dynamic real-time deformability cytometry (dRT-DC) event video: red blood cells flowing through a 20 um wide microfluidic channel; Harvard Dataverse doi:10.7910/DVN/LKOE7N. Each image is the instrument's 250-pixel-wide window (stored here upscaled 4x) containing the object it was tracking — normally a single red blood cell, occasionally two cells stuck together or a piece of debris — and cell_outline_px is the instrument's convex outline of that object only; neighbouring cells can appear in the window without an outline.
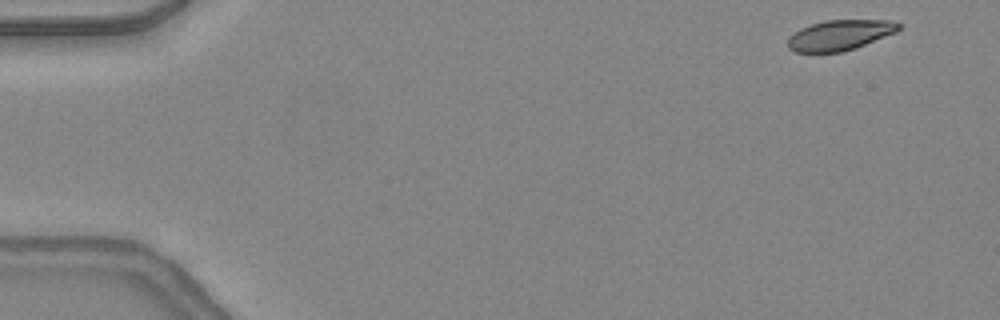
{"species": "common noctule bat (a hibernating species)", "species_latin": "Nyctalus noctula", "temperature_condition": "warm", "stored_images_in_passage": 45, "camera_frame_rate_fps": 3000, "um_per_image_px": 0.085, "animal": {"sex": "female", "body_mass_g": 24.6, "forearm_length_mm": 56.2}, "frame": {"image": 1, "passage_image": 1, "time_ms": 0.0, "image_size_px": [1000, 320], "cell_outline_px": [[900, 28], [896, 32], [856, 48], [840, 52], [792, 52], [788, 48], [788, 36], [800, 28], [824, 20], [892, 20], [900, 24]], "centroid_in_image_um": [71.36, 2.98], "position_along_channel_um": 13.6, "area_um2": 19.65}}
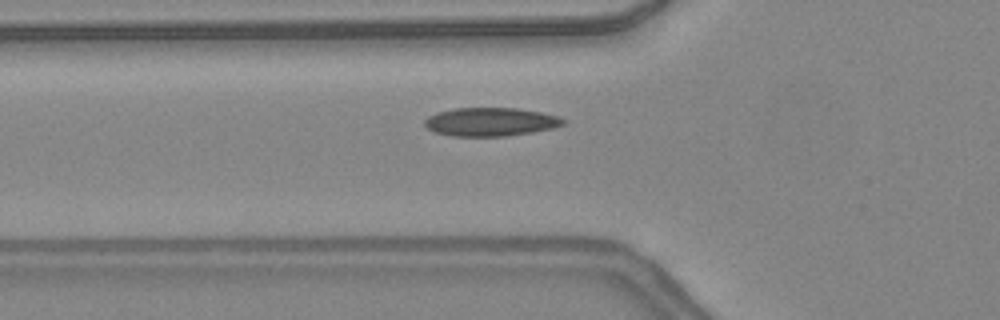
{"frame": {"image": 2, "passage_image": 15, "time_ms": 4.667, "image_size_px": [1000, 320], "cell_outline_px": [[564, 124], [552, 128], [532, 132], [508, 136], [452, 136], [436, 132], [428, 128], [424, 124], [424, 120], [428, 116], [436, 112], [456, 108], [516, 108], [540, 112], [560, 116], [564, 120]], "centroid_in_image_um": [41.69, 10.35], "position_along_channel_um": 84.1, "area_um2": 22.95}}
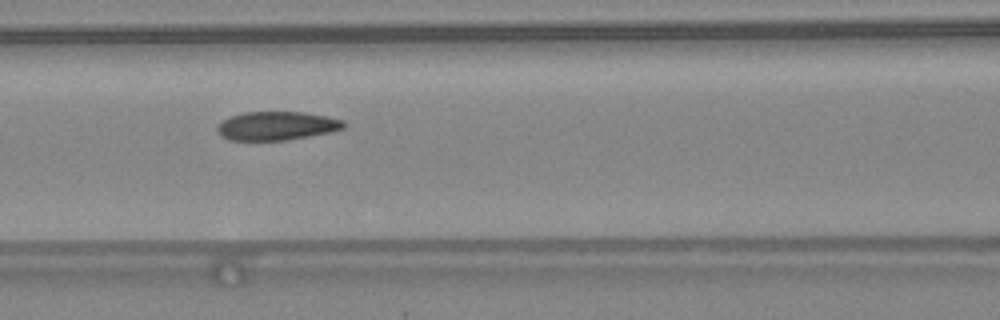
{"frame": {"image": 3, "passage_image": 19, "time_ms": 6.0, "image_size_px": [1000, 320], "cell_outline_px": [[348, 124], [344, 128], [332, 132], [288, 140], [228, 140], [220, 136], [216, 132], [216, 128], [224, 120], [232, 116], [244, 112], [304, 112], [328, 116], [344, 120]], "centroid_in_image_um": [23.57, 10.7], "position_along_channel_um": 143.0, "area_um2": 21.33}, "authors_computed_cell_mechanics": {"area_um2": 21.5016, "velocity_mm_per_s": 4.362, "shape_relaxation_time_tau1_ms": 4.3142, "shape_relaxation_time_tau2_ms": 2.8306, "deformation_change_tau1": 0.1242, "deformation_change_tau2": 0.0708}}